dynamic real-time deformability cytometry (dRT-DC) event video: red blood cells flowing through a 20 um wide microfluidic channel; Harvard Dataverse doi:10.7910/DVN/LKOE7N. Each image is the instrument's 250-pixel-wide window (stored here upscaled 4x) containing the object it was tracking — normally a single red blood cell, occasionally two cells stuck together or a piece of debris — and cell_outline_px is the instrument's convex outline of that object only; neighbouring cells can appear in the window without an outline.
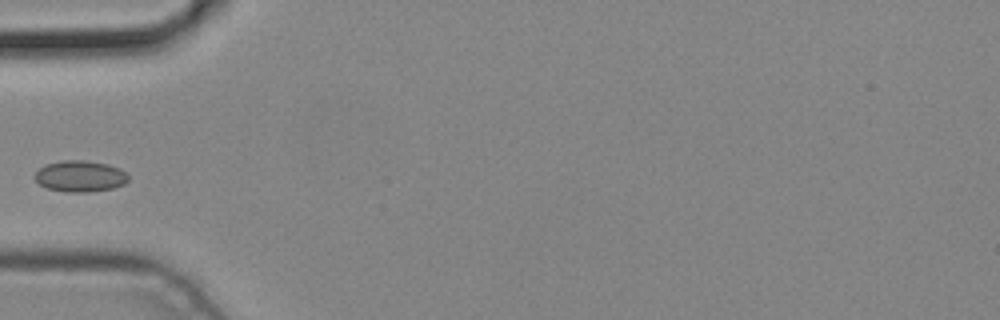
{"species": "common noctule bat (a hibernating species)", "species_latin": "Nyctalus noctula", "temperature_condition": "cold", "stored_images_in_passage": 3, "camera_frame_rate_fps": 3000, "um_per_image_px": 0.085, "animal": {"sex": "male", "body_mass_g": 19.2, "forearm_length_mm": 51.8}, "frame": {"image": 1, "passage_image": 3, "time_ms": 0.667, "image_size_px": [1000, 320], "cell_outline_px": [[128, 180], [124, 184], [112, 188], [88, 192], [68, 192], [48, 188], [40, 184], [32, 176], [44, 164], [64, 160], [84, 160], [108, 164], [120, 168], [128, 176]], "centroid_in_image_um": [6.8, 14.97], "position_along_channel_um": 78.2, "area_um2": 16.99}}